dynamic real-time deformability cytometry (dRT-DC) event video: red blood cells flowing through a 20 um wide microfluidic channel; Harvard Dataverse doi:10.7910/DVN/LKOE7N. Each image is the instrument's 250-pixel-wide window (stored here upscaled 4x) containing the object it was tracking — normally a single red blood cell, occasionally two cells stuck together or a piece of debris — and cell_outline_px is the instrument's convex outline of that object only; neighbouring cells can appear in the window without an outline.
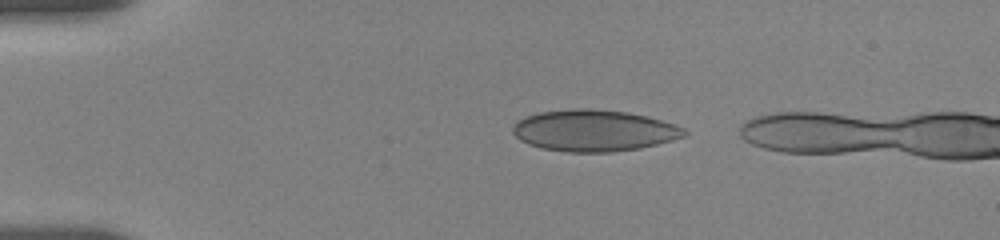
{"species": "human", "species_latin": "Homo sapiens", "temperature_condition": "room temperature", "stored_images_in_passage": 6, "camera_frame_rate_fps": 3000, "um_per_image_px": 0.085, "donor": {"sex": "female"}, "frame": {"image": 1, "passage_image": 2, "time_ms": 1.333, "image_size_px": [1000, 240], "cell_outline_px": [[688, 132], [684, 136], [672, 140], [640, 148], [612, 152], [568, 152], [544, 148], [528, 144], [520, 140], [512, 132], [512, 124], [516, 120], [524, 116], [540, 112], [572, 108], [592, 108], [628, 112], [648, 116], [684, 128]], "centroid_in_image_um": [50.44, 11.08], "position_along_channel_um": 34.6, "area_um2": 41.62}}